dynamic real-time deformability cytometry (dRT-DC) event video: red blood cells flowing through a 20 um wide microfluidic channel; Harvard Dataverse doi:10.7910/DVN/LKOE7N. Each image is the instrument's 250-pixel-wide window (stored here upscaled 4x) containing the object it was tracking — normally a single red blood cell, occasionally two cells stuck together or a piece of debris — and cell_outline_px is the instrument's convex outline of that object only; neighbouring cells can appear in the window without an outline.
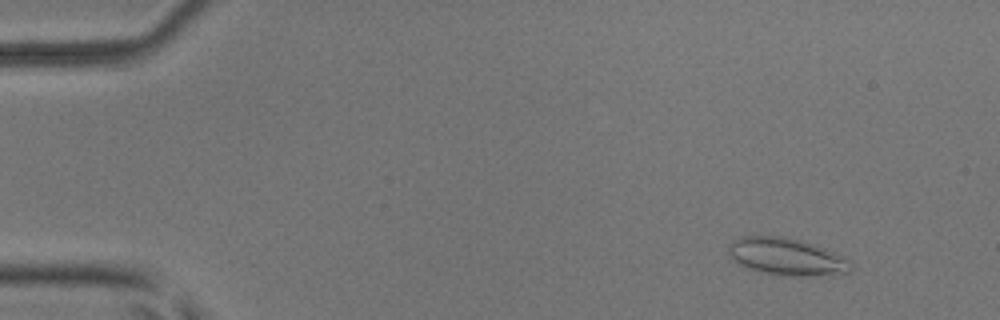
{"species": "common noctule bat (a hibernating species)", "species_latin": "Nyctalus noctula", "temperature_condition": "room temperature", "stored_images_in_passage": 53, "camera_frame_rate_fps": 3000, "um_per_image_px": 0.085, "animal": {"sex": "male", "body_mass_g": 17.9, "forearm_length_mm": 54.2}, "frame": {"image": 1, "passage_image": 6, "time_ms": 1.667, "image_size_px": [1000, 320], "cell_outline_px": [[852, 272], [800, 276], [788, 276], [764, 272], [744, 268], [728, 252], [728, 244], [732, 240], [740, 236], [780, 236], [800, 240], [816, 244], [836, 252], [844, 256], [852, 264]], "centroid_in_image_um": [66.87, 21.8], "position_along_channel_um": 18.1, "area_um2": 26.59}}
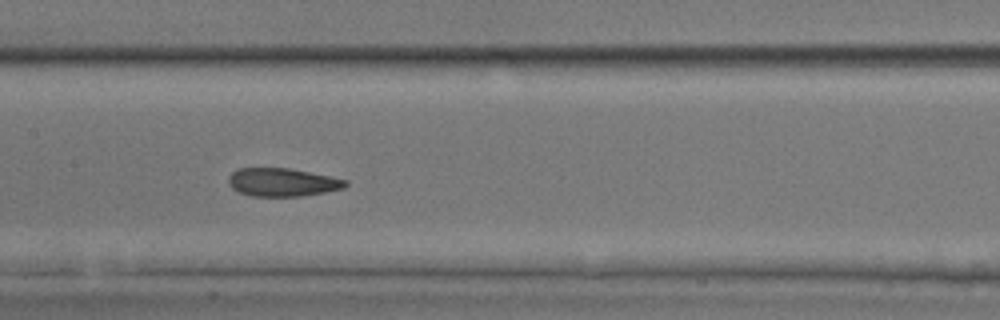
{"frame": {"image": 2, "passage_image": 27, "time_ms": 8.667, "image_size_px": [1000, 320], "cell_outline_px": [[348, 184], [344, 188], [324, 192], [300, 196], [252, 196], [236, 192], [228, 184], [228, 176], [232, 172], [240, 168], [288, 168], [348, 180]], "centroid_in_image_um": [23.96, 15.49], "position_along_channel_um": 183.4, "area_um2": 19.19}}
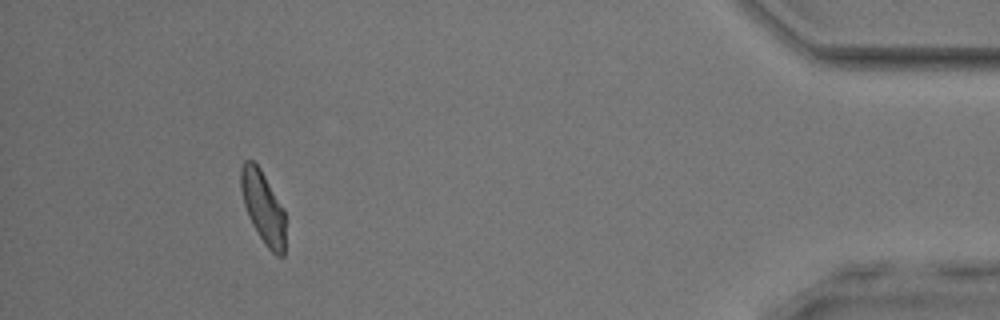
{"frame": {"image": 3, "passage_image": 49, "time_ms": 16.0, "image_size_px": [1000, 320], "cell_outline_px": [[284, 256], [276, 256], [268, 248], [252, 224], [248, 216], [244, 204], [240, 188], [240, 168], [244, 160], [252, 160], [260, 168], [284, 208]], "centroid_in_image_um": [22.34, 17.58], "position_along_channel_um": 412.9, "area_um2": 18.67}, "authors_computed_cell_mechanics": {"area_um2": 19.8254, "velocity_mm_per_s": 3.9346, "shape_relaxation_time_tau1_ms": 8.258, "shape_relaxation_time_tau2_ms": 1.536, "deformation_change_tau1": 0.1439, "deformation_change_tau2": 0.0817}}